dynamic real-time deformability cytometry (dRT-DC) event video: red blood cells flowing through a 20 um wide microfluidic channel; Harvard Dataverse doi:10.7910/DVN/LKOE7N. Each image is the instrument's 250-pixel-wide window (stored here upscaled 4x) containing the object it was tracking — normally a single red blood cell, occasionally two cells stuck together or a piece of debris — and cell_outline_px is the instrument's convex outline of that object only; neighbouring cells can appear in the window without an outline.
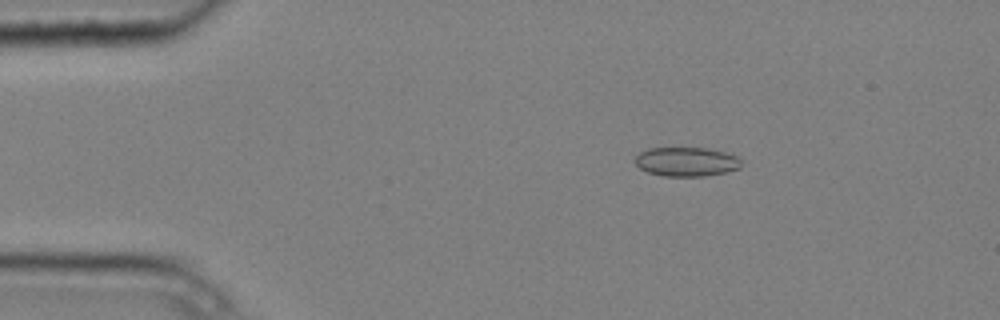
{"species": "common noctule bat (a hibernating species)", "species_latin": "Nyctalus noctula", "temperature_condition": "cold", "stored_images_in_passage": 4, "camera_frame_rate_fps": 3000, "um_per_image_px": 0.085, "animal": {"sex": "male", "body_mass_g": 20.4}, "frame": {"image": 1, "passage_image": 2, "time_ms": 0.333, "image_size_px": [1000, 320], "cell_outline_px": [[740, 168], [728, 172], [704, 176], [664, 176], [648, 172], [640, 168], [636, 164], [636, 156], [640, 152], [648, 148], [708, 148], [724, 152], [736, 156], [740, 160]], "centroid_in_image_um": [58.35, 13.75], "position_along_channel_um": 26.6, "area_um2": 17.98}}
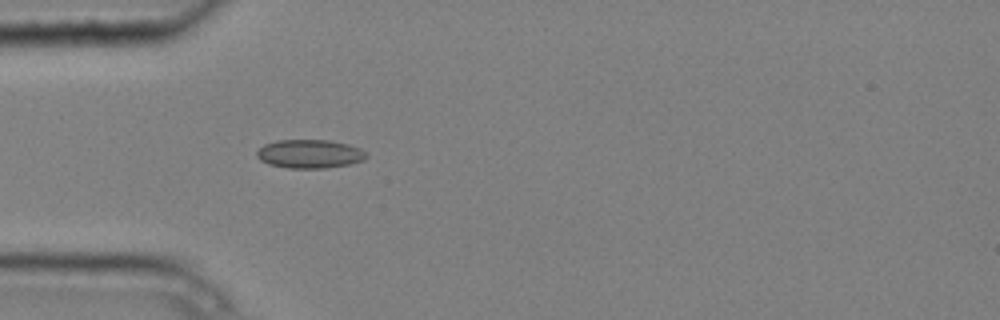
{"frame": {"image": 2, "passage_image": 4, "time_ms": 1.0, "image_size_px": [1000, 320], "cell_outline_px": [[368, 156], [364, 160], [348, 164], [328, 168], [288, 168], [268, 164], [260, 160], [256, 156], [256, 152], [264, 144], [276, 140], [328, 140], [348, 144], [360, 148], [368, 152]], "centroid_in_image_um": [26.33, 13.08], "position_along_channel_um": 58.7, "area_um2": 18.44}}